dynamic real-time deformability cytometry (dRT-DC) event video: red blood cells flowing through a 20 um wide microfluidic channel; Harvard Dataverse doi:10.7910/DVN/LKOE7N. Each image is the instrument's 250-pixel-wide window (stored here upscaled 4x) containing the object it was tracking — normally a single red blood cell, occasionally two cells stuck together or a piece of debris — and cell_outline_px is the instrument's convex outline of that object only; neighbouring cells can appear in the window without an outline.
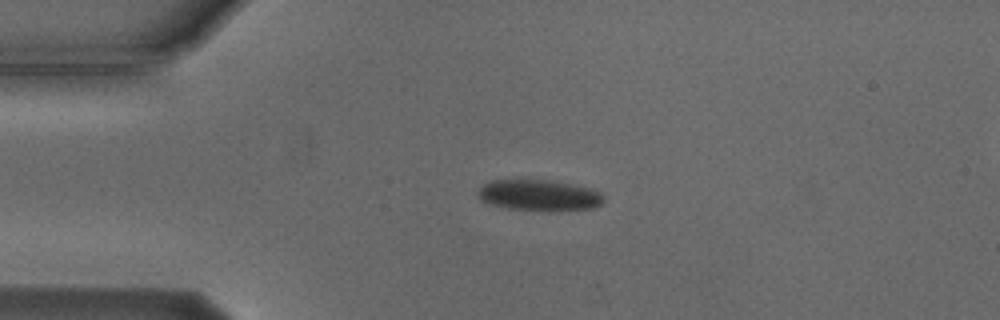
{"species": "Egyptian fruit bat (a non-hibernating species)", "species_latin": "Rousettus aegyptiacus", "temperature_condition": "cold", "stored_images_in_passage": 3, "camera_frame_rate_fps": 3000, "um_per_image_px": 0.085, "animal": {"sex": "male"}, "frame": {"image": 1, "passage_image": 1, "time_ms": 0.0, "image_size_px": [1000, 320], "cell_outline_px": [[604, 200], [600, 204], [592, 208], [548, 212], [508, 208], [488, 204], [480, 200], [476, 196], [476, 192], [488, 180], [524, 176], [548, 180], [588, 188], [604, 196]], "centroid_in_image_um": [45.68, 16.57], "position_along_channel_um": 39.3, "area_um2": 23.7}}
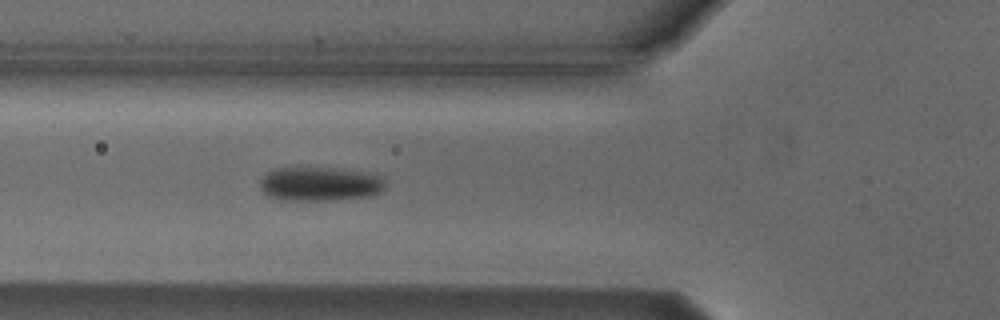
{"frame": {"image": 2, "passage_image": 3, "time_ms": 2.333, "image_size_px": [1000, 320], "cell_outline_px": [[384, 188], [380, 192], [368, 196], [332, 200], [280, 200], [268, 196], [260, 188], [260, 180], [272, 168], [328, 168], [364, 172], [376, 176], [384, 180]], "centroid_in_image_um": [27.12, 15.65], "position_along_channel_um": 98.7, "area_um2": 24.57}}